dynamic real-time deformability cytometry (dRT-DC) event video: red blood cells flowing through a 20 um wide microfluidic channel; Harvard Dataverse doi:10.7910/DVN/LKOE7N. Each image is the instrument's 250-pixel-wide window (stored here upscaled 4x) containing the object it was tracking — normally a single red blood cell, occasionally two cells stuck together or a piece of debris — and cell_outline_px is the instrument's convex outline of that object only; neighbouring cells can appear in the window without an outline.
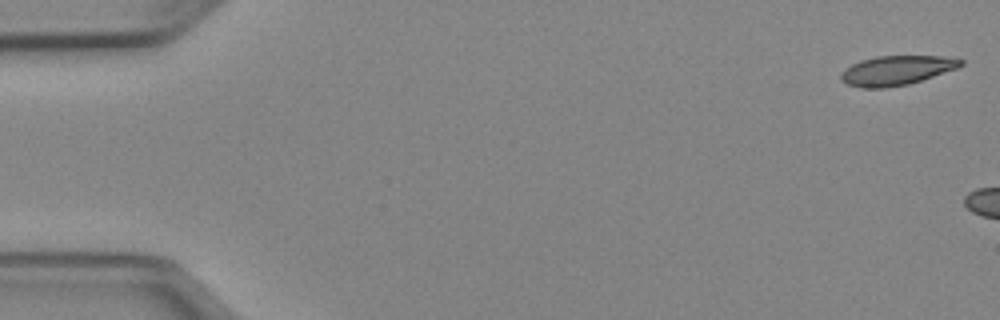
{"species": "Egyptian fruit bat (a non-hibernating species)", "species_latin": "Rousettus aegyptiacus", "temperature_condition": "cold", "stored_images_in_passage": 5, "camera_frame_rate_fps": 3000, "um_per_image_px": 0.085, "animal": {"sex": "female"}, "frame": {"image": 1, "passage_image": 1, "time_ms": 0.0, "image_size_px": [1000, 320], "cell_outline_px": [[964, 64], [956, 68], [908, 84], [884, 88], [860, 88], [848, 84], [840, 80], [840, 76], [852, 64], [860, 60], [876, 56], [940, 56], [964, 60]], "centroid_in_image_um": [76.18, 5.98], "position_along_channel_um": 8.8, "area_um2": 20.23}}